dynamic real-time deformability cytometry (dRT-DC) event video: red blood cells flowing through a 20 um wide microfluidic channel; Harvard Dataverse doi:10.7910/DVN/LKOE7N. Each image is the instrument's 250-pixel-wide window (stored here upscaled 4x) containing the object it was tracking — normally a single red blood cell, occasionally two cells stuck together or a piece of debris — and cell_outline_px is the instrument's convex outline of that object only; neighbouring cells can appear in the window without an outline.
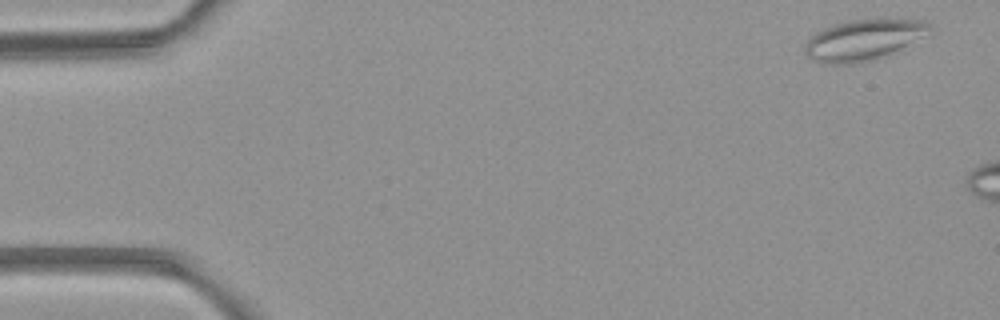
{"species": "common noctule bat (a hibernating species)", "species_latin": "Nyctalus noctula", "temperature_condition": "room temperature", "stored_images_in_passage": 4, "camera_frame_rate_fps": 3000, "um_per_image_px": 0.085, "animal": {"sex": "female", "body_mass_g": 21.9}, "frame": {"image": 1, "passage_image": 1, "time_ms": 0.0, "image_size_px": [1000, 320], "cell_outline_px": [[932, 28], [900, 52], [876, 60], [848, 64], [824, 64], [812, 60], [804, 52], [804, 48], [808, 40], [816, 32], [824, 28], [848, 20], [884, 16], [888, 16], [924, 20]], "centroid_in_image_um": [73.45, 3.36], "position_along_channel_um": 11.5, "area_um2": 30.75}}